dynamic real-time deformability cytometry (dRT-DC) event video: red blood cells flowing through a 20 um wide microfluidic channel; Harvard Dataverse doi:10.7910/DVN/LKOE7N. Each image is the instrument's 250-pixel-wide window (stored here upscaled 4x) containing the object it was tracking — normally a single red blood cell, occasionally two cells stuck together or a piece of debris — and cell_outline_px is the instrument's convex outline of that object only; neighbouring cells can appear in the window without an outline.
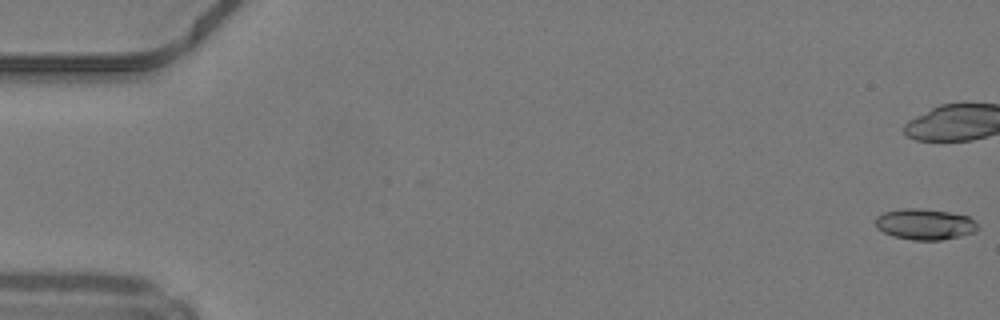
{"species": "common noctule bat (a hibernating species)", "species_latin": "Nyctalus noctula", "temperature_condition": "warm", "stored_images_in_passage": 39, "camera_frame_rate_fps": 3000, "um_per_image_px": 0.085, "animal": {"sex": "male", "body_mass_g": 19.2, "forearm_length_mm": 51.8}, "frame": {"image": 1, "passage_image": 1, "time_ms": 0.0, "image_size_px": [1000, 320], "cell_outline_px": [[980, 228], [976, 232], [940, 240], [912, 240], [892, 236], [884, 232], [876, 224], [876, 216], [884, 212], [900, 208], [920, 208], [948, 212], [968, 216]], "centroid_in_image_um": [78.61, 19.05], "position_along_channel_um": 6.4, "area_um2": 18.32}}